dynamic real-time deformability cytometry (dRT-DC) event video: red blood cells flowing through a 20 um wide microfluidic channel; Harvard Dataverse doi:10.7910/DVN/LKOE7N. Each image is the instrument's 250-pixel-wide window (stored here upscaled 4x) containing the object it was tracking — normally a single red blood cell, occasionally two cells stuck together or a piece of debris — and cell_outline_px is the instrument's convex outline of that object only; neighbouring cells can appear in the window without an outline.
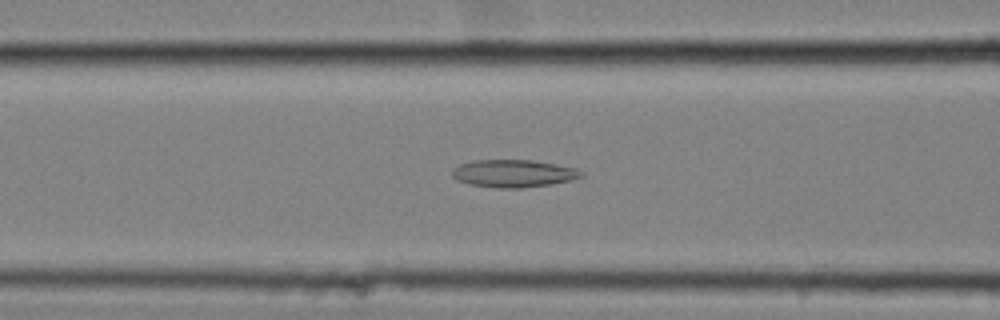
{"species": "common noctule bat (a hibernating species)", "species_latin": "Nyctalus noctula", "temperature_condition": "cold", "stored_images_in_passage": 58, "camera_frame_rate_fps": 3000, "um_per_image_px": 0.085, "animal": {"sex": "female", "body_mass_g": 25.1}, "frame": {"image": 1, "passage_image": 25, "time_ms": 8.0, "image_size_px": [1000, 320], "cell_outline_px": [[584, 176], [572, 180], [552, 184], [524, 188], [496, 188], [468, 184], [456, 180], [452, 176], [452, 168], [460, 164], [476, 160], [532, 160], [556, 164], [576, 168], [584, 172]], "centroid_in_image_um": [43.66, 14.75], "position_along_channel_um": 122.9, "area_um2": 20.98}}
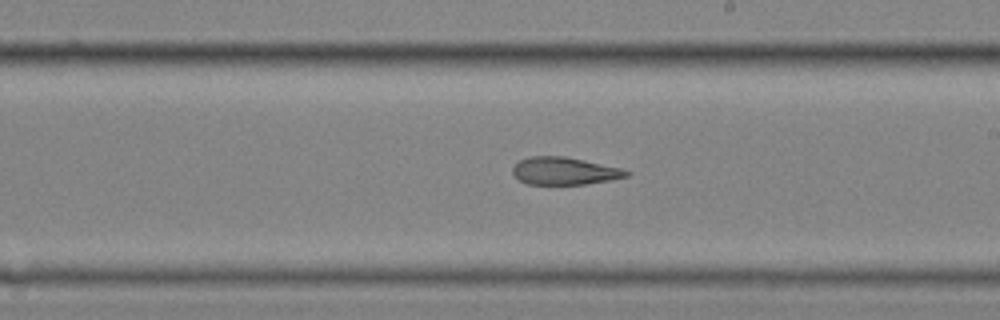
{"frame": {"image": 2, "passage_image": 35, "time_ms": 11.333, "image_size_px": [1000, 320], "cell_outline_px": [[632, 172], [628, 176], [588, 184], [528, 184], [520, 180], [512, 172], [512, 168], [520, 160], [528, 156], [564, 156], [624, 168]], "centroid_in_image_um": [48.01, 14.52], "position_along_channel_um": 241.0, "area_um2": 18.26}}
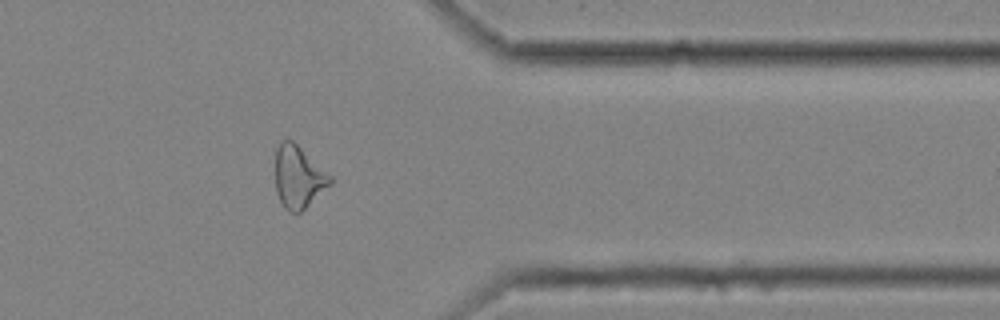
{"frame": {"image": 3, "passage_image": 48, "time_ms": 15.667, "image_size_px": [1000, 320], "cell_outline_px": [[332, 184], [300, 212], [288, 212], [284, 208], [276, 192], [276, 148], [284, 140], [292, 140], [332, 176]], "centroid_in_image_um": [25.37, 15.06], "position_along_channel_um": 386.0, "area_um2": 19.71}, "authors_computed_cell_mechanics": {"area_um2": 21.5305, "velocity_mm_per_s": 3.5469, "shape_relaxation_time_tau1_ms": null, "shape_relaxation_time_tau2_ms": 4.2818, "deformation_change_tau1": null, "deformation_change_tau2": 0.1296}}